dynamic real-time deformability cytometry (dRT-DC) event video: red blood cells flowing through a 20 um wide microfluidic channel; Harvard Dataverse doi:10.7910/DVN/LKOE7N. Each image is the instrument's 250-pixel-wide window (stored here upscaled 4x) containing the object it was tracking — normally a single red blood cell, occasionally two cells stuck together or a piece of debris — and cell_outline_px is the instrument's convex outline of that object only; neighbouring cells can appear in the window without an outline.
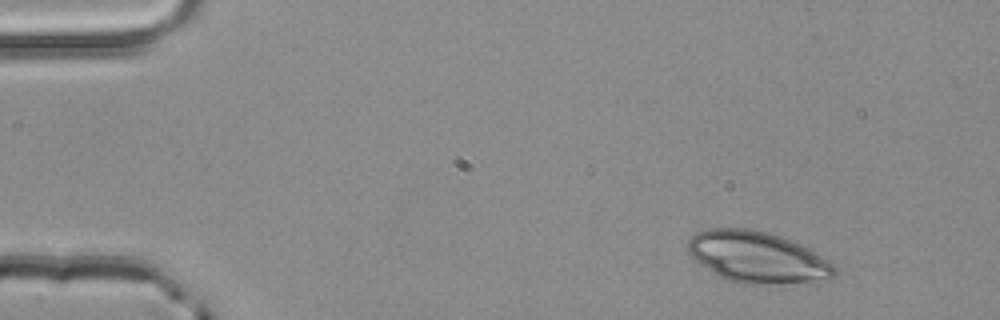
{"species": "common noctule bat (a hibernating species)", "species_latin": "Nyctalus noctula", "temperature_condition": "room temperature", "stored_images_in_passage": 3, "camera_frame_rate_fps": 3000, "um_per_image_px": 0.085, "animal": {"sex": "male", "body_mass_g": 20.4}, "frame": {"image": 1, "passage_image": 1, "time_ms": 0.0, "image_size_px": [1000, 320], "cell_outline_px": [[836, 276], [832, 280], [752, 284], [740, 284], [728, 280], [712, 272], [700, 264], [688, 252], [688, 240], [696, 232], [708, 228], [748, 228], [768, 232], [780, 236], [800, 244], [808, 248], [832, 264], [836, 268]], "centroid_in_image_um": [64.36, 21.85], "position_along_channel_um": 20.6, "area_um2": 43.64}}